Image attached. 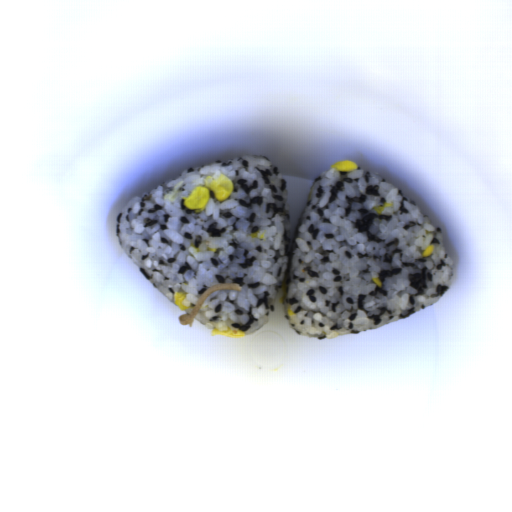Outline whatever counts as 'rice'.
<instances>
[{
	"mask_svg": "<svg viewBox=\"0 0 512 512\" xmlns=\"http://www.w3.org/2000/svg\"><path fill=\"white\" fill-rule=\"evenodd\" d=\"M220 175L233 180V193L219 202L211 192L202 212L189 211L182 197ZM259 230L264 239L250 237ZM116 238L172 304L186 293V313L212 285H240L213 291L194 318L206 329L244 336L269 323L278 304L300 336L326 340L380 329L436 303L456 277L438 225L366 169L331 167L318 175L291 238L287 183L261 155L190 167L138 194L117 217ZM429 245L435 249L423 257ZM281 283L288 286L283 303Z\"/></svg>",
	"mask_w": 512,
	"mask_h": 512,
	"instance_id": "1",
	"label": "rice"
}]
</instances>
